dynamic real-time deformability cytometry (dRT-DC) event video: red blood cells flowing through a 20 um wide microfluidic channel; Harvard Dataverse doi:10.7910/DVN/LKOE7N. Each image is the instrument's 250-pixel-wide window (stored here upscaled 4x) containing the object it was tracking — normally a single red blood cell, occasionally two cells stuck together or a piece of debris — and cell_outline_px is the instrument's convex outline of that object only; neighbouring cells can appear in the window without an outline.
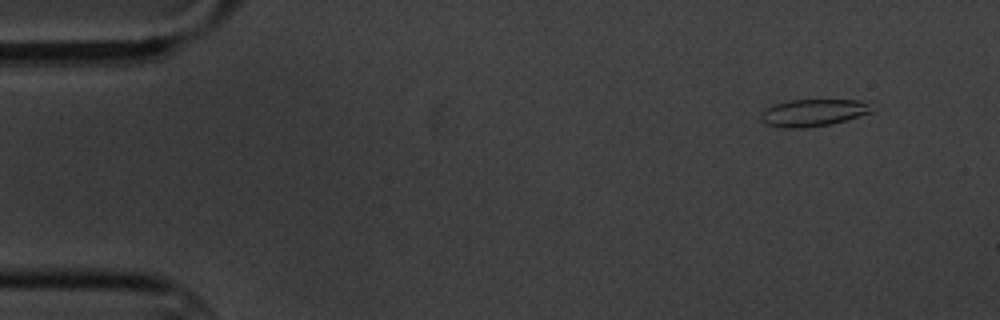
{"species": "common noctule bat (a hibernating species)", "species_latin": "Nyctalus noctula", "temperature_condition": "cold", "stored_images_in_passage": 6, "camera_frame_rate_fps": 3000, "um_per_image_px": 0.085, "animal": {"sex": "male", "body_mass_g": 20.1, "forearm_length_mm": 53.5}, "frame": {"image": 1, "passage_image": 6, "time_ms": 6.0, "image_size_px": [1000, 320], "cell_outline_px": [[872, 112], [832, 124], [804, 128], [780, 128], [764, 124], [760, 120], [760, 116], [768, 108], [776, 104], [788, 100], [860, 100], [868, 104]], "centroid_in_image_um": [69.07, 9.6], "position_along_channel_um": 15.9, "area_um2": 17.4}}